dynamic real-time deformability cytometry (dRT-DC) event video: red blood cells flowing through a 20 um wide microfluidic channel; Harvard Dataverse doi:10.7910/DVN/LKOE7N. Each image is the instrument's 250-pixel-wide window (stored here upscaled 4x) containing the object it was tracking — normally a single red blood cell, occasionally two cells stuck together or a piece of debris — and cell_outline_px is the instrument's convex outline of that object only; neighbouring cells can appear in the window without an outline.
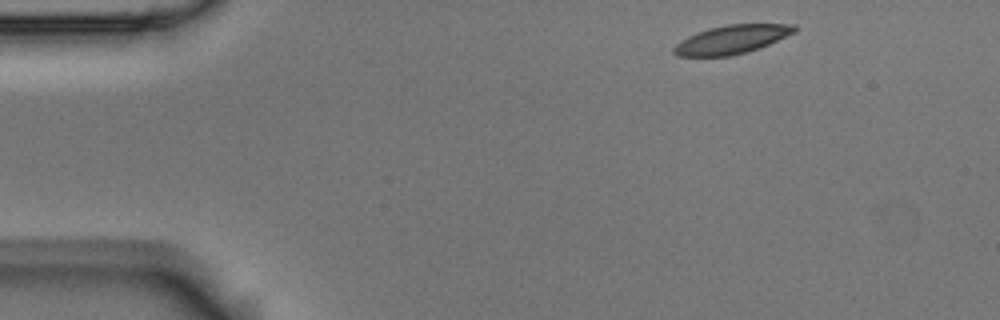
{"species": "Egyptian fruit bat (a non-hibernating species)", "species_latin": "Rousettus aegyptiacus", "temperature_condition": "room temperature", "stored_images_in_passage": 7, "camera_frame_rate_fps": 3000, "um_per_image_px": 0.085, "animal": {"sex": "male"}, "frame": {"image": 1, "passage_image": 1, "time_ms": 0.0, "image_size_px": [1000, 320], "cell_outline_px": [[796, 32], [760, 48], [748, 52], [728, 56], [676, 56], [672, 52], [672, 48], [680, 40], [696, 32], [708, 28], [728, 24], [796, 24]], "centroid_in_image_um": [62.18, 3.35], "position_along_channel_um": 22.8, "area_um2": 20.29}}
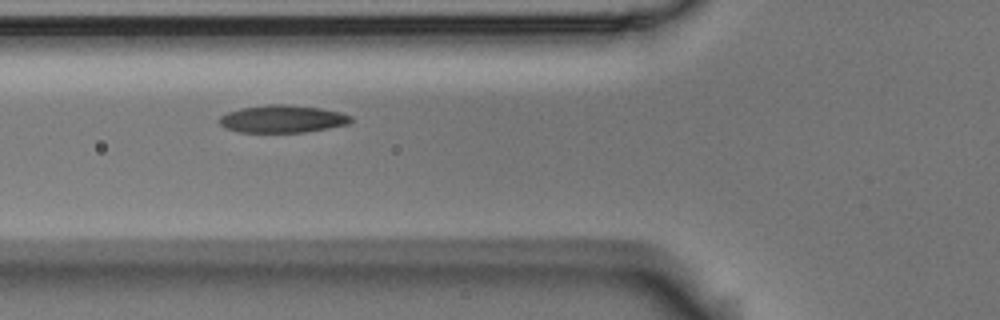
{"frame": {"image": 2, "passage_image": 5, "time_ms": 1.333, "image_size_px": [1000, 320], "cell_outline_px": [[352, 120], [348, 124], [328, 128], [304, 132], [240, 132], [228, 128], [220, 124], [220, 116], [228, 112], [240, 108], [268, 104], [288, 104], [320, 108], [340, 112], [352, 116]], "centroid_in_image_um": [24.03, 10.1], "position_along_channel_um": 101.8, "area_um2": 20.98}}
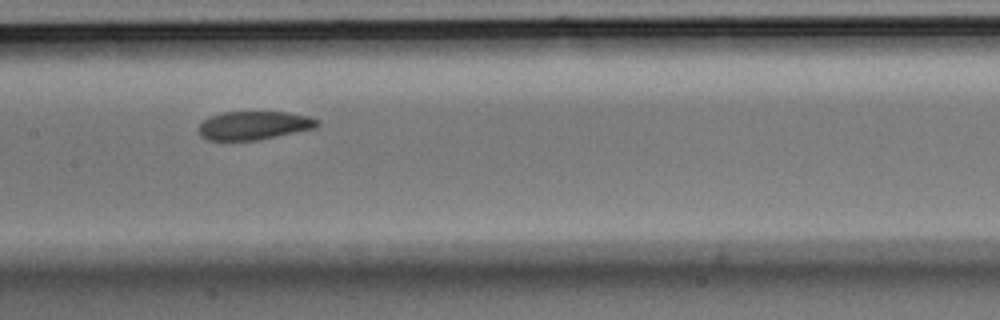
{"frame": {"image": 3, "passage_image": 7, "time_ms": 2.0, "image_size_px": [1000, 320], "cell_outline_px": [[320, 124], [316, 128], [256, 140], [208, 140], [200, 136], [200, 124], [204, 120], [212, 116], [224, 112], [288, 112], [308, 116], [320, 120]], "centroid_in_image_um": [21.63, 10.66], "position_along_channel_um": 185.8, "area_um2": 19.54}}